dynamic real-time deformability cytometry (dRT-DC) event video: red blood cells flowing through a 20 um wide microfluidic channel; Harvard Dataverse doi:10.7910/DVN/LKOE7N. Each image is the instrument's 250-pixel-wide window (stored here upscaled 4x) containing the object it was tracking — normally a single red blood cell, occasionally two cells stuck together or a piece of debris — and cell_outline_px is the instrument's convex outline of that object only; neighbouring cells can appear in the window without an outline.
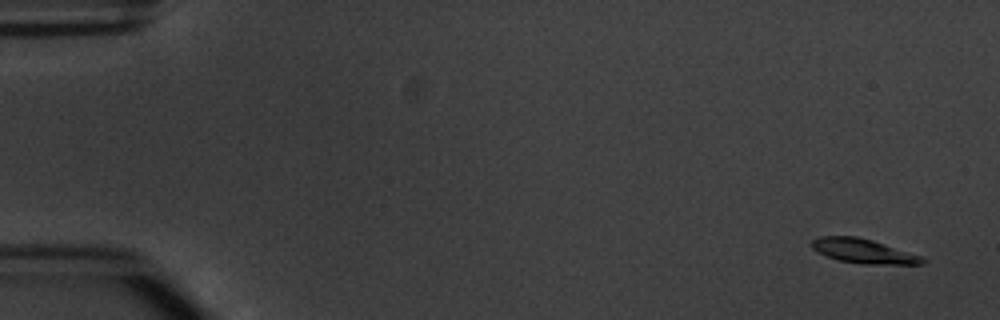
{"species": "common noctule bat (a hibernating species)", "species_latin": "Nyctalus noctula", "temperature_condition": "warm", "stored_images_in_passage": 5, "camera_frame_rate_fps": 3000, "um_per_image_px": 0.085, "animal": {"sex": "male", "body_mass_g": 20.1, "forearm_length_mm": 53.5}, "frame": {"image": 1, "passage_image": 1, "time_ms": 0.0, "image_size_px": [1000, 320], "cell_outline_px": [[928, 260], [924, 264], [860, 264], [840, 260], [828, 256], [812, 248], [812, 240], [820, 236], [856, 236], [872, 240], [920, 256]], "centroid_in_image_um": [73.41, 21.34], "position_along_channel_um": 11.6, "area_um2": 15.43}}
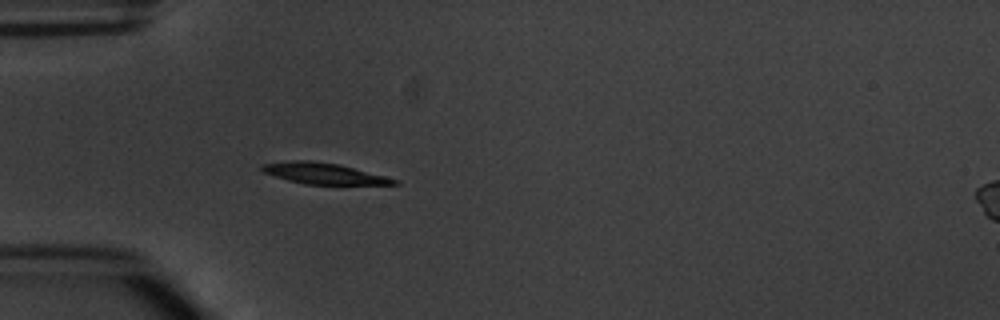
{"frame": {"image": 2, "passage_image": 5, "time_ms": 4.667, "image_size_px": [1000, 320], "cell_outline_px": [[400, 184], [304, 184], [288, 180], [264, 172], [260, 168], [260, 164], [292, 160], [312, 160], [340, 164], [400, 180]], "centroid_in_image_um": [27.51, 14.73], "position_along_channel_um": 57.5, "area_um2": 16.18}}